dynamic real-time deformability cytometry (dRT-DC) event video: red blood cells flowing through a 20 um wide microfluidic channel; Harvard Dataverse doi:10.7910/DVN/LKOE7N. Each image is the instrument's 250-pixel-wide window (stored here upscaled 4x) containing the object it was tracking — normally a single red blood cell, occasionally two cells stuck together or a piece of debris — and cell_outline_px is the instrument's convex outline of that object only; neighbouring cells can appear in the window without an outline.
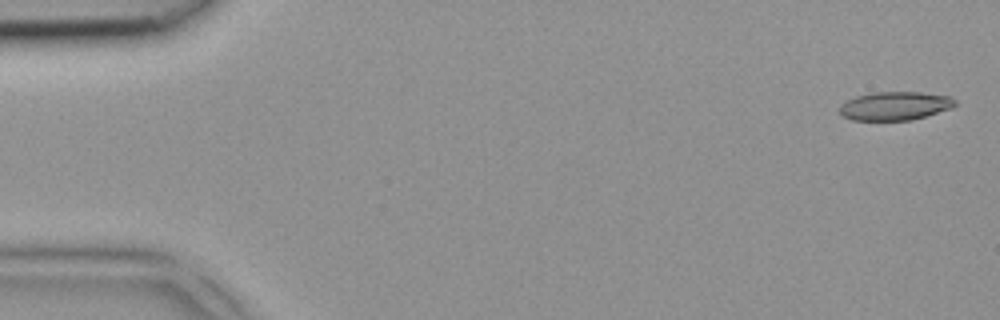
{"species": "common noctule bat (a hibernating species)", "species_latin": "Nyctalus noctula", "temperature_condition": "room temperature", "stored_images_in_passage": 3, "camera_frame_rate_fps": 3000, "um_per_image_px": 0.085, "animal": {"sex": "female", "body_mass_g": 18.4}, "frame": {"image": 1, "passage_image": 1, "time_ms": 0.0, "image_size_px": [1000, 320], "cell_outline_px": [[956, 104], [952, 108], [912, 120], [852, 120], [844, 116], [840, 112], [840, 104], [856, 96], [872, 92], [920, 92], [952, 96], [956, 100]], "centroid_in_image_um": [76.1, 8.99], "position_along_channel_um": 8.9, "area_um2": 19.25}}